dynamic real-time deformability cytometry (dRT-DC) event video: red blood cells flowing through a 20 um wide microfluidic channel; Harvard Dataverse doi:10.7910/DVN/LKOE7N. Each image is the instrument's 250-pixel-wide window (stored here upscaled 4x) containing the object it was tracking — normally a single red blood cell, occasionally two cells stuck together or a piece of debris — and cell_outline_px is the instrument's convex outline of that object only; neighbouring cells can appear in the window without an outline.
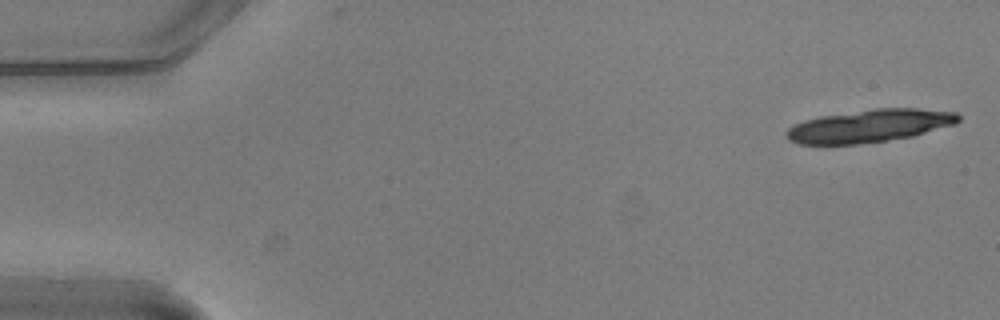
{"species": "common noctule bat (a hibernating species)", "species_latin": "Nyctalus noctula", "temperature_condition": "warm", "stored_images_in_passage": 6, "camera_frame_rate_fps": 3000, "um_per_image_px": 0.085, "animal": {"sex": "male", "body_mass_g": 20.5, "forearm_length_mm": 52.5}, "frame": {"image": 1, "passage_image": 1, "time_ms": 0.0, "image_size_px": [1000, 320], "cell_outline_px": [[960, 120], [956, 124], [912, 136], [856, 144], [800, 144], [788, 140], [784, 136], [784, 132], [792, 124], [804, 120], [820, 116], [876, 108], [916, 108], [956, 112], [960, 116]], "centroid_in_image_um": [73.87, 10.69], "position_along_channel_um": 11.1, "area_um2": 32.83}}